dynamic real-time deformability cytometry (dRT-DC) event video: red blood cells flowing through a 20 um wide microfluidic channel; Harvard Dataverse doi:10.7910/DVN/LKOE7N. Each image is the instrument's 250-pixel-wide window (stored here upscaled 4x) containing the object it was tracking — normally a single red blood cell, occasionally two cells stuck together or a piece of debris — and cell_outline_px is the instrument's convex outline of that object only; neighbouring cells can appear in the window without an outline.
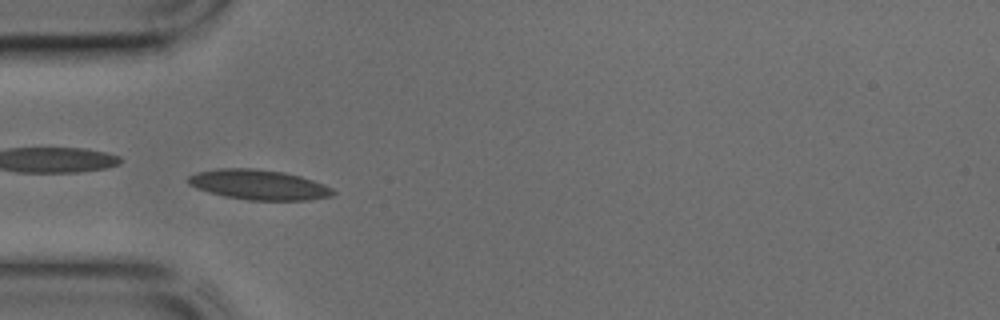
{"species": "common noctule bat (a hibernating species)", "species_latin": "Nyctalus noctula", "temperature_condition": "cold", "stored_images_in_passage": 44, "camera_frame_rate_fps": 3000, "um_per_image_px": 0.085, "animal": {"sex": "male", "body_mass_g": 17.9, "forearm_length_mm": 54.2}, "frame": {"image": 1, "passage_image": 13, "time_ms": 4.0, "image_size_px": [1000, 320], "cell_outline_px": [[336, 192], [332, 196], [308, 200], [248, 200], [224, 196], [208, 192], [196, 188], [188, 184], [188, 176], [196, 172], [220, 168], [252, 168], [284, 172], [300, 176], [324, 184], [332, 188]], "centroid_in_image_um": [21.98, 15.7], "position_along_channel_um": 63.0, "area_um2": 25.37}}